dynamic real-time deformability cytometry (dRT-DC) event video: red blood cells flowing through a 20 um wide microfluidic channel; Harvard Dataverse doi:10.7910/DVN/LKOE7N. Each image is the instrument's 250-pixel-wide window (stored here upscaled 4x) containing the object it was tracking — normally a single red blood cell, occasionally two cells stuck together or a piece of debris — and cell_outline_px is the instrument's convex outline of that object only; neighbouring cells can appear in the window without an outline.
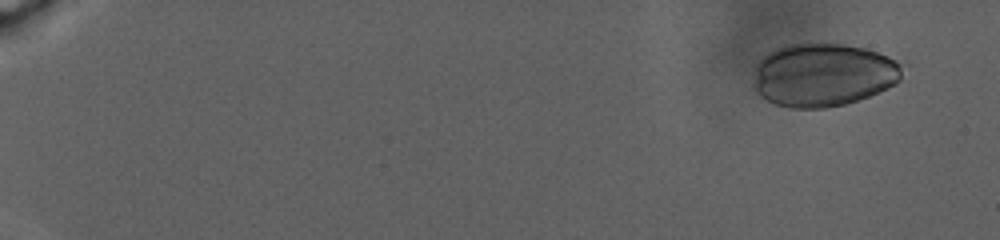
{"species": "human", "species_latin": "Homo sapiens", "temperature_condition": "warm", "stored_images_in_passage": 65, "camera_frame_rate_fps": 3000, "um_per_image_px": 0.085, "donor": {"sex": "male"}, "frame": {"image": 1, "passage_image": 4, "time_ms": 2.0, "image_size_px": [1000, 240], "cell_outline_px": [[908, 64], [900, 80], [896, 84], [888, 88], [868, 96], [844, 104], [824, 108], [792, 108], [776, 104], [760, 96], [756, 92], [752, 84], [756, 68], [760, 60], [768, 52], [788, 44], [844, 44], [864, 48], [888, 56]], "centroid_in_image_um": [70.03, 6.36], "position_along_channel_um": 15.0, "area_um2": 55.14}}
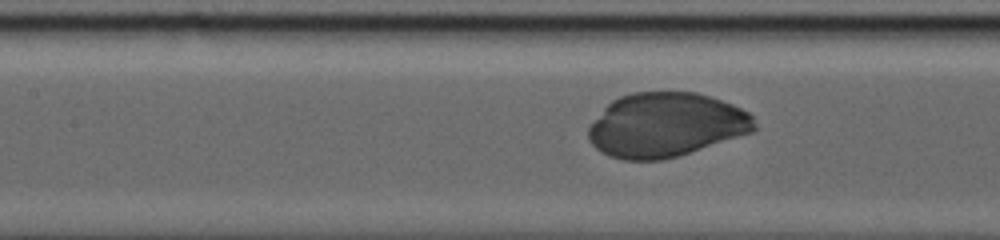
{"frame": {"image": 2, "passage_image": 39, "time_ms": 17.0, "image_size_px": [1000, 240], "cell_outline_px": [[756, 128], [752, 132], [680, 156], [664, 160], [624, 160], [608, 156], [600, 152], [588, 140], [588, 128], [604, 108], [612, 100], [620, 96], [632, 92], [696, 92], [732, 104], [748, 112], [752, 116], [756, 124]], "centroid_in_image_um": [56.58, 10.63], "position_along_channel_um": 150.8, "area_um2": 62.25}}
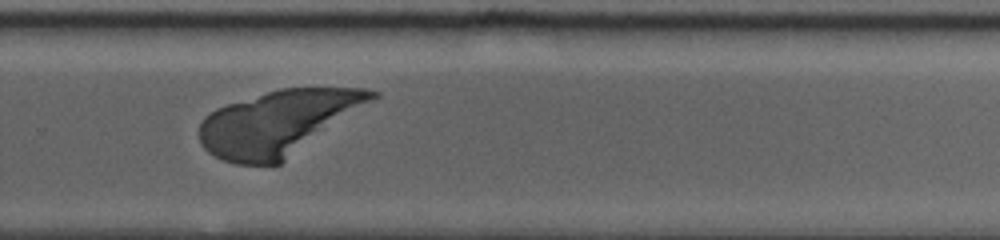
{"frame": {"image": 3, "passage_image": 56, "time_ms": 24.0, "image_size_px": [1000, 240], "cell_outline_px": [[380, 96], [280, 164], [236, 164], [224, 160], [208, 152], [200, 144], [200, 124], [204, 116], [216, 108], [228, 104], [280, 88], [368, 88], [380, 92]], "centroid_in_image_um": [23.65, 10.42], "position_along_channel_um": 306.1, "area_um2": 64.5}}